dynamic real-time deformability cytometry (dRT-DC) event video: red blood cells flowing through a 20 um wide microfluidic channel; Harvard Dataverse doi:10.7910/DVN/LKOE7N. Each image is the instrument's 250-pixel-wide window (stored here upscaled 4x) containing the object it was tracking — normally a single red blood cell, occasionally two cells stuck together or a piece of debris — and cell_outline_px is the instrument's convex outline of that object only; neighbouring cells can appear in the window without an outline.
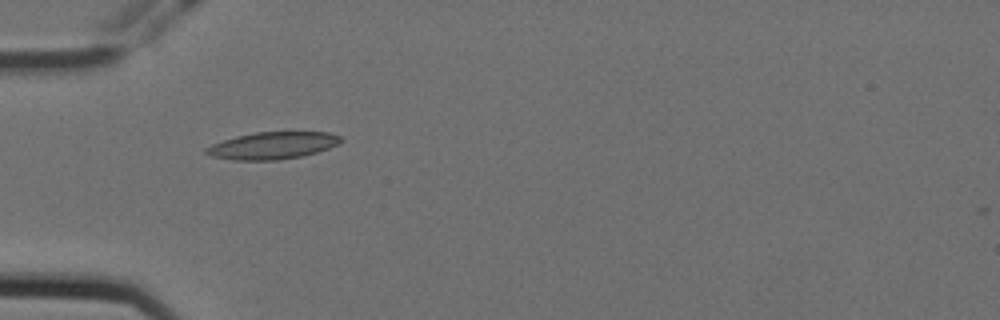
{"species": "Egyptian fruit bat (a non-hibernating species)", "species_latin": "Rousettus aegyptiacus", "temperature_condition": "cold", "stored_images_in_passage": 6, "camera_frame_rate_fps": 3000, "um_per_image_px": 0.085, "animal": {"sex": "female"}, "frame": {"image": 1, "passage_image": 5, "time_ms": 1.333, "image_size_px": [1000, 320], "cell_outline_px": [[344, 140], [328, 148], [304, 156], [280, 160], [232, 160], [212, 156], [204, 152], [204, 148], [212, 144], [236, 136], [256, 132], [328, 132], [340, 136]], "centroid_in_image_um": [23.16, 12.37], "position_along_channel_um": 61.8, "area_um2": 21.27}}
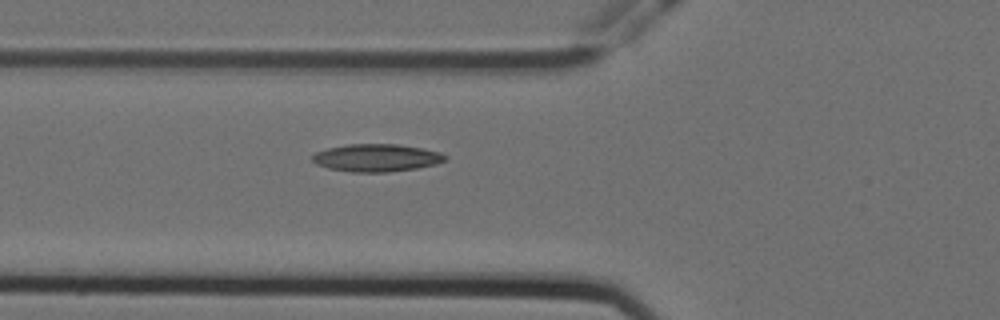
{"frame": {"image": 2, "passage_image": 6, "time_ms": 1.667, "image_size_px": [1000, 320], "cell_outline_px": [[448, 156], [444, 160], [436, 164], [416, 168], [388, 172], [352, 172], [328, 168], [316, 164], [312, 160], [312, 156], [316, 152], [328, 148], [348, 144], [400, 144], [440, 152]], "centroid_in_image_um": [31.99, 13.41], "position_along_channel_um": 93.8, "area_um2": 21.27}}